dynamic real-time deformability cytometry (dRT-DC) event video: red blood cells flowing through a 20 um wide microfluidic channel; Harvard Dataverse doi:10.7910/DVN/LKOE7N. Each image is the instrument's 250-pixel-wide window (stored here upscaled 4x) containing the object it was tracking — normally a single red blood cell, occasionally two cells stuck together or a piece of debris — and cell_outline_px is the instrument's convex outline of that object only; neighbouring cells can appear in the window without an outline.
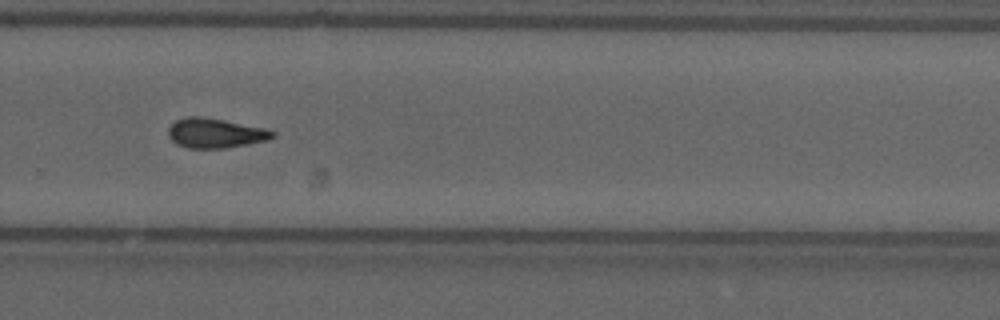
{"species": "common noctule bat (a hibernating species)", "species_latin": "Nyctalus noctula", "temperature_condition": "cold", "stored_images_in_passage": 40, "camera_frame_rate_fps": 3000, "um_per_image_px": 0.085, "animal": {"sex": "male", "forearm_length_mm": 52.5}, "frame": {"image": 1, "passage_image": 23, "time_ms": 7.333, "image_size_px": [1000, 320], "cell_outline_px": [[276, 136], [268, 140], [224, 148], [188, 148], [176, 144], [168, 136], [168, 128], [176, 120], [188, 116], [200, 116], [224, 120], [264, 128], [276, 132]], "centroid_in_image_um": [18.29, 11.31], "position_along_channel_um": 311.5, "area_um2": 17.98}, "authors_computed_cell_mechanics": {"area_um2": 17.8602, "velocity_mm_per_s": 3.6951, "shape_relaxation_time_tau1_ms": null, "shape_relaxation_time_tau2_ms": 5.358, "deformation_change_tau1": null, "deformation_change_tau2": 0.1357}}